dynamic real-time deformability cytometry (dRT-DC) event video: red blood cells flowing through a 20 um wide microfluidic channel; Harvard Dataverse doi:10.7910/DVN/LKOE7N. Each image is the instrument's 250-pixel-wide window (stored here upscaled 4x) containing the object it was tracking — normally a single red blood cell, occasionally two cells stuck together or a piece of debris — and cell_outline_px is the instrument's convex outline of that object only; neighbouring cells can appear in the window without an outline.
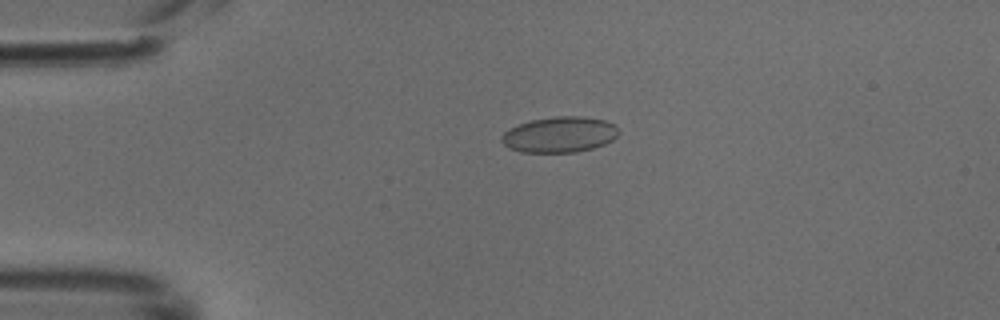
{"species": "common noctule bat (a hibernating species)", "species_latin": "Nyctalus noctula", "temperature_condition": "cold", "stored_images_in_passage": 49, "camera_frame_rate_fps": 3000, "um_per_image_px": 0.085, "animal": {"sex": "male", "body_mass_g": 18.8}, "frame": {"image": 1, "passage_image": 11, "time_ms": 3.333, "image_size_px": [1000, 320], "cell_outline_px": [[620, 132], [612, 140], [604, 144], [592, 148], [576, 152], [520, 152], [508, 148], [500, 140], [500, 136], [504, 132], [520, 124], [532, 120], [556, 116], [580, 116], [604, 120], [612, 124]], "centroid_in_image_um": [47.54, 11.45], "position_along_channel_um": 37.5, "area_um2": 24.16}}
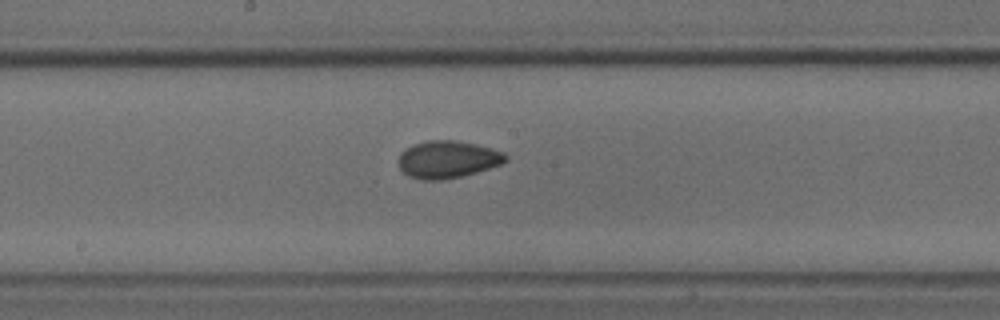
{"frame": {"image": 2, "passage_image": 26, "time_ms": 8.333, "image_size_px": [1000, 320], "cell_outline_px": [[508, 160], [500, 164], [464, 176], [444, 180], [420, 180], [408, 176], [400, 168], [396, 160], [400, 152], [412, 144], [428, 140], [456, 140], [476, 144], [492, 148], [504, 152], [508, 156]], "centroid_in_image_um": [38.01, 13.55], "position_along_channel_um": 210.2, "area_um2": 23.7}}
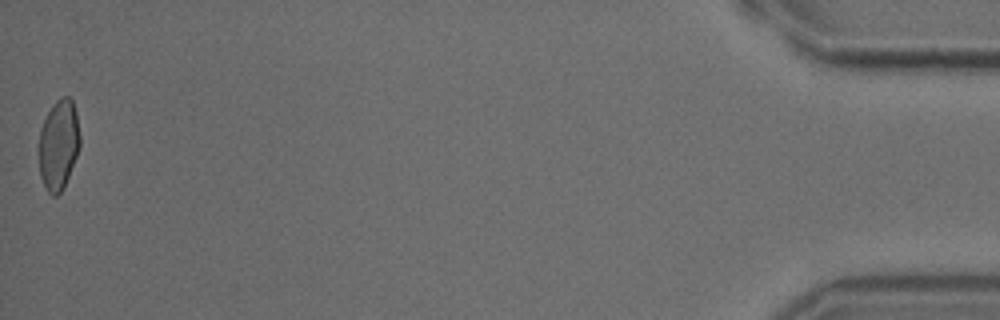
{"frame": {"image": 3, "passage_image": 49, "time_ms": 16.0, "image_size_px": [1000, 320], "cell_outline_px": [[80, 148], [64, 188], [56, 196], [52, 196], [48, 192], [40, 176], [40, 128], [52, 104], [60, 96], [68, 96], [72, 100], [76, 112], [80, 136]], "centroid_in_image_um": [5.0, 12.29], "position_along_channel_um": 430.2, "area_um2": 21.56}}